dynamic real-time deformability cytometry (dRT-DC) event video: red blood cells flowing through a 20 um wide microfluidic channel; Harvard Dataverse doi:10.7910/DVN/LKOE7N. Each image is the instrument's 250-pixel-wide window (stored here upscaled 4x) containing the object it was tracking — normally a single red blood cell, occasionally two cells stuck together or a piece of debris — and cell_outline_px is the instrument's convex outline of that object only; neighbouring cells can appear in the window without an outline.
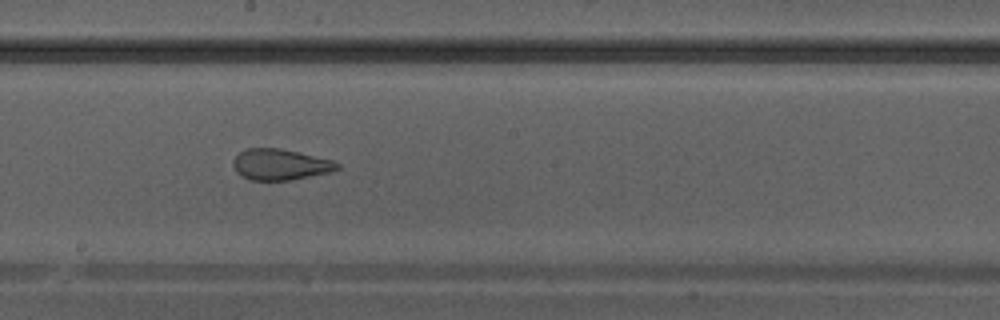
{"species": "Egyptian fruit bat (a non-hibernating species)", "species_latin": "Rousettus aegyptiacus", "temperature_condition": "warm", "stored_images_in_passage": 40, "camera_frame_rate_fps": 3000, "um_per_image_px": 0.085, "animal": {"sex": "male"}, "frame": {"image": 1, "passage_image": 23, "time_ms": 7.333, "image_size_px": [1000, 320], "cell_outline_px": [[340, 168], [332, 172], [288, 180], [252, 180], [240, 176], [236, 172], [232, 164], [232, 160], [240, 152], [248, 148], [280, 148], [332, 160], [340, 164]], "centroid_in_image_um": [23.8, 13.98], "position_along_channel_um": 224.4, "area_um2": 18.79}}